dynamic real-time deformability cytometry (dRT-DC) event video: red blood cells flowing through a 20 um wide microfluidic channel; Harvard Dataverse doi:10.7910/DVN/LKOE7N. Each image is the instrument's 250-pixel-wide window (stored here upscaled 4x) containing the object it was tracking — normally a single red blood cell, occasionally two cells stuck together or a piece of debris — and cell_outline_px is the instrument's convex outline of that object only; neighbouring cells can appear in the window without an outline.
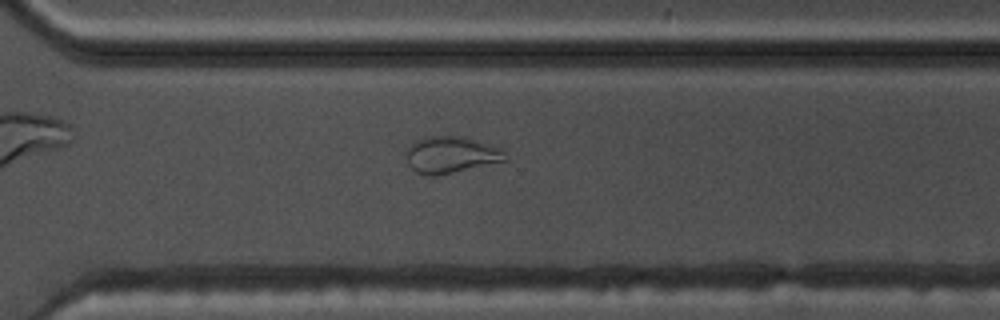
{"species": "common noctule bat (a hibernating species)", "species_latin": "Nyctalus noctula", "temperature_condition": "warm", "stored_images_in_passage": 39, "camera_frame_rate_fps": 3000, "um_per_image_px": 0.085, "animal": {"sex": "male", "body_mass_g": 17.5, "forearm_length_mm": 52.3}, "frame": {"image": 1, "passage_image": 23, "time_ms": 7.333, "image_size_px": [1000, 320], "cell_outline_px": [[508, 160], [436, 176], [424, 176], [416, 172], [408, 164], [408, 148], [416, 140], [432, 136], [456, 136], [472, 140], [500, 148], [508, 156]], "centroid_in_image_um": [38.33, 13.18], "position_along_channel_um": 332.3, "area_um2": 20.69}, "authors_computed_cell_mechanics": {"area_um2": 20.519, "velocity_mm_per_s": 3.7213, "shape_relaxation_time_tau1_ms": null, "shape_relaxation_time_tau2_ms": 1.2849, "deformation_change_tau1": null, "deformation_change_tau2": 0.0956}}